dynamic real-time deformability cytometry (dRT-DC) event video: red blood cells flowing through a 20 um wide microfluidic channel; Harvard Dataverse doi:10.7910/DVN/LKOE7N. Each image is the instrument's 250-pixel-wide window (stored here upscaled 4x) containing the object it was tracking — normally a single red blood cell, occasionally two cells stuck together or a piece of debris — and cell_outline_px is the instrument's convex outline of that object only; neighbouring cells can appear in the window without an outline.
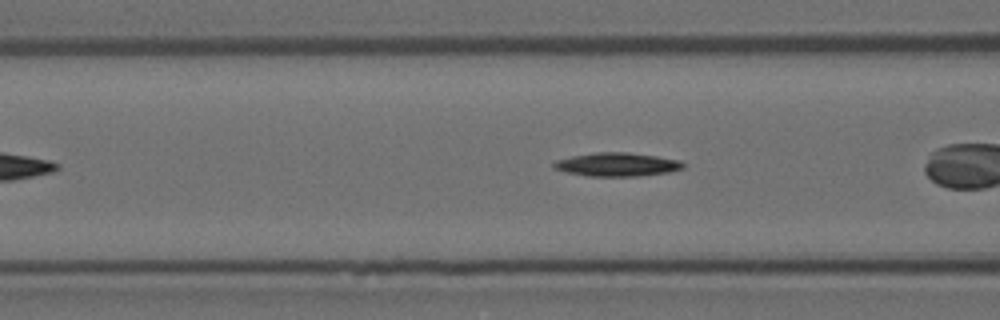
{"species": "Egyptian fruit bat (a non-hibernating species)", "species_latin": "Rousettus aegyptiacus", "temperature_condition": "room temperature", "stored_images_in_passage": 15, "camera_frame_rate_fps": 3000, "um_per_image_px": 0.085, "animal": {"sex": "female"}, "frame": {"image": 1, "passage_image": 13, "time_ms": 4.0, "image_size_px": [1000, 320], "cell_outline_px": [[684, 168], [668, 172], [640, 176], [588, 176], [568, 172], [556, 168], [552, 164], [556, 160], [572, 156], [596, 152], [628, 152], [656, 156], [680, 160], [684, 164]], "centroid_in_image_um": [52.48, 13.97], "position_along_channel_um": 114.1, "area_um2": 17.63}}